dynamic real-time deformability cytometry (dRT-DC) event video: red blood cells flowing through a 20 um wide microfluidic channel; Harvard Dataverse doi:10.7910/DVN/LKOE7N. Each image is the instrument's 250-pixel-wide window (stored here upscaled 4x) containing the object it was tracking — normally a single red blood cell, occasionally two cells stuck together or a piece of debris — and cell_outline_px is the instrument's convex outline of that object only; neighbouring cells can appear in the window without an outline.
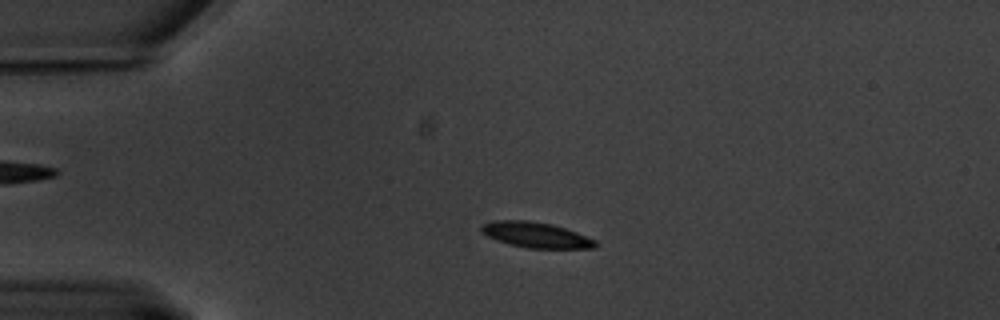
{"species": "common noctule bat (a hibernating species)", "species_latin": "Nyctalus noctula", "temperature_condition": "warm", "stored_images_in_passage": 61, "camera_frame_rate_fps": 3000, "um_per_image_px": 0.085, "animal": {"sex": "male", "body_mass_g": 20.1, "forearm_length_mm": 53.5}, "frame": {"image": 1, "passage_image": 14, "time_ms": 4.333, "image_size_px": [1000, 320], "cell_outline_px": [[592, 244], [564, 248], [552, 248], [520, 244], [504, 240], [488, 232], [484, 228], [492, 224], [540, 224], [556, 228], [568, 232], [588, 240]], "centroid_in_image_um": [45.61, 20.02], "position_along_channel_um": 39.4, "area_um2": 12.14}}
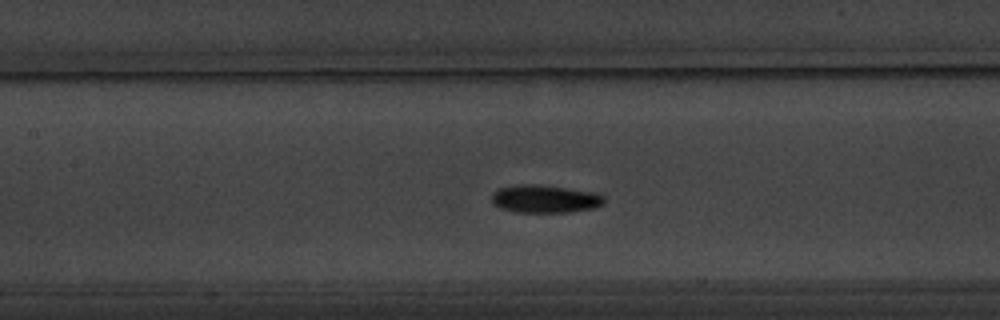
{"frame": {"image": 2, "passage_image": 28, "time_ms": 9.0, "image_size_px": [1000, 320], "cell_outline_px": [[596, 200], [592, 204], [568, 208], [528, 208], [504, 204], [496, 200], [496, 196], [504, 192], [524, 188], [568, 192], [592, 196]], "centroid_in_image_um": [46.23, 16.91], "position_along_channel_um": 161.2, "area_um2": 10.64}}
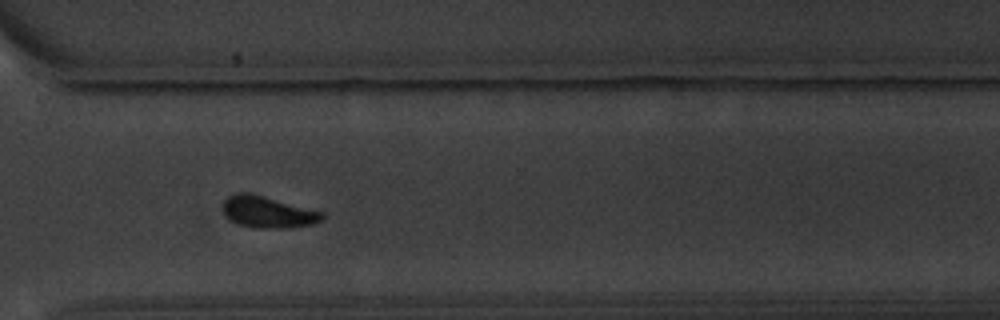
{"frame": {"image": 3, "passage_image": 45, "time_ms": 14.667, "image_size_px": [1000, 320], "cell_outline_px": [[316, 216], [312, 220], [292, 224], [260, 224], [244, 220], [228, 212], [228, 204], [232, 200], [260, 200], [276, 204], [304, 212]], "centroid_in_image_um": [22.69, 18.08], "position_along_channel_um": 347.9, "area_um2": 10.52}}